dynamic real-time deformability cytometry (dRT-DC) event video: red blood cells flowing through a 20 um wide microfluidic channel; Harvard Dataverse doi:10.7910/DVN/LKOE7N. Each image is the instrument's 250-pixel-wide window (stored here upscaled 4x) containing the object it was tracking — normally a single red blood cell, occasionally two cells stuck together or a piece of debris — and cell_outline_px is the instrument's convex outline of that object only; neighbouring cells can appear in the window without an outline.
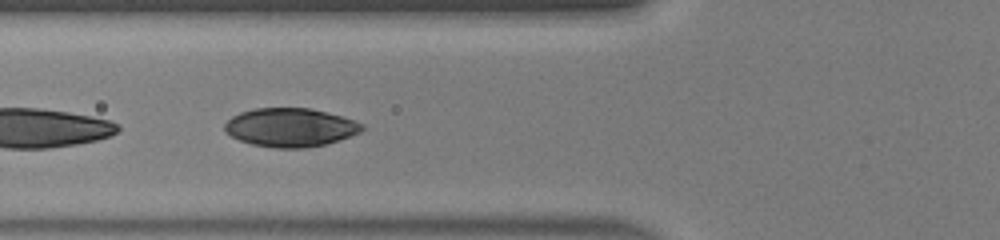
{"species": "human", "species_latin": "Homo sapiens", "temperature_condition": "warm", "stored_images_in_passage": 21, "segment_of_instrument_passage": [2, 2], "camera_frame_rate_fps": 3000, "um_per_image_px": 0.085, "donor": {"sex": "male"}, "frame": {"image": 1, "passage_image": 18, "time_ms": 5.667, "image_size_px": [1000, 240], "cell_outline_px": [[368, 128], [352, 136], [324, 144], [304, 148], [276, 148], [252, 144], [240, 140], [224, 132], [224, 124], [232, 116], [240, 112], [256, 108], [312, 108], [344, 116], [364, 124]], "centroid_in_image_um": [24.72, 10.82], "position_along_channel_um": 101.1, "area_um2": 31.15}}